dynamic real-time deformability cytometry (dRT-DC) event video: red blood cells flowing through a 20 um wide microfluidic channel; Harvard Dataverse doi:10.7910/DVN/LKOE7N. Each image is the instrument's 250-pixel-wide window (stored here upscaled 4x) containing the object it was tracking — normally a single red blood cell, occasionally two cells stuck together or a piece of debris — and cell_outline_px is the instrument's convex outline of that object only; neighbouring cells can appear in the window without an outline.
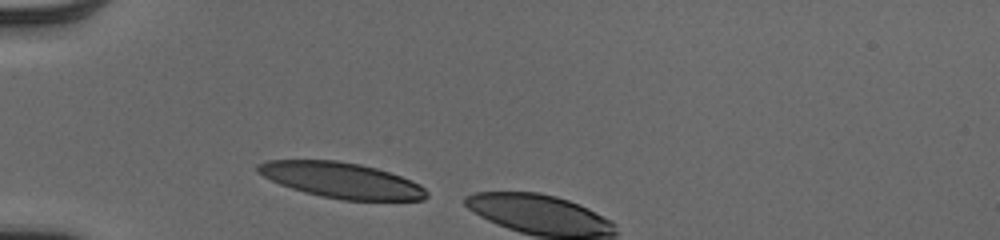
{"species": "human", "species_latin": "Homo sapiens", "temperature_condition": "cold", "stored_images_in_passage": 4, "camera_frame_rate_fps": 3000, "um_per_image_px": 0.085, "donor": {"sex": "male"}, "frame": {"image": 1, "passage_image": 1, "time_ms": 0.0, "image_size_px": [1000, 240], "cell_outline_px": [[428, 196], [424, 200], [344, 200], [320, 196], [304, 192], [280, 184], [256, 172], [256, 164], [268, 160], [336, 160], [360, 164], [376, 168], [412, 180], [420, 184], [428, 192]], "centroid_in_image_um": [29.02, 15.32], "position_along_channel_um": 56.0, "area_um2": 34.97}}